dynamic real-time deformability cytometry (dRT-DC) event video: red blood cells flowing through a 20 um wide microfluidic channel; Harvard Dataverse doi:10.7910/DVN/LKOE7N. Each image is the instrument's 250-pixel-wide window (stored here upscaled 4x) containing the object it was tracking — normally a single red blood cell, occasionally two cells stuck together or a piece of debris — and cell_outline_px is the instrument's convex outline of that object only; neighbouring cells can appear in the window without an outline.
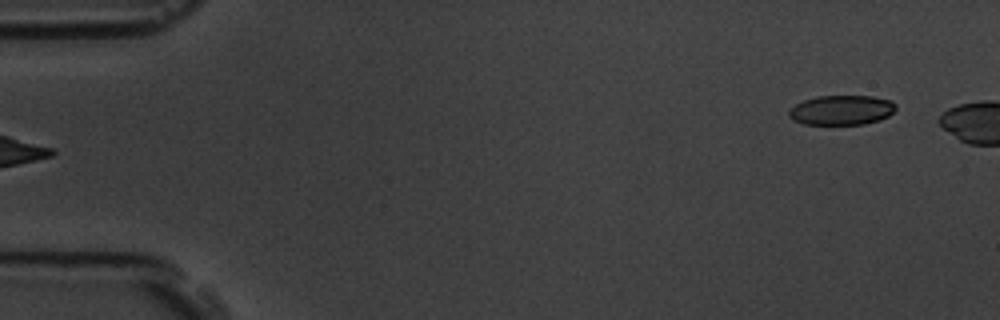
{"species": "common noctule bat (a hibernating species)", "species_latin": "Nyctalus noctula", "temperature_condition": "room temperature", "stored_images_in_passage": 6, "segment_of_instrument_passage": [2, 2], "camera_frame_rate_fps": 3000, "um_per_image_px": 0.085, "animal": {"sex": "male", "body_mass_g": 19.5, "forearm_length_mm": 54.6}, "frame": {"image": 1, "passage_image": 6, "time_ms": 6.333, "image_size_px": [1000, 320], "cell_outline_px": [[896, 108], [888, 116], [880, 120], [864, 124], [804, 124], [792, 120], [788, 116], [788, 108], [804, 100], [816, 96], [872, 96], [892, 100], [896, 104]], "centroid_in_image_um": [71.51, 9.35], "position_along_channel_um": 13.5, "area_um2": 18.67}}